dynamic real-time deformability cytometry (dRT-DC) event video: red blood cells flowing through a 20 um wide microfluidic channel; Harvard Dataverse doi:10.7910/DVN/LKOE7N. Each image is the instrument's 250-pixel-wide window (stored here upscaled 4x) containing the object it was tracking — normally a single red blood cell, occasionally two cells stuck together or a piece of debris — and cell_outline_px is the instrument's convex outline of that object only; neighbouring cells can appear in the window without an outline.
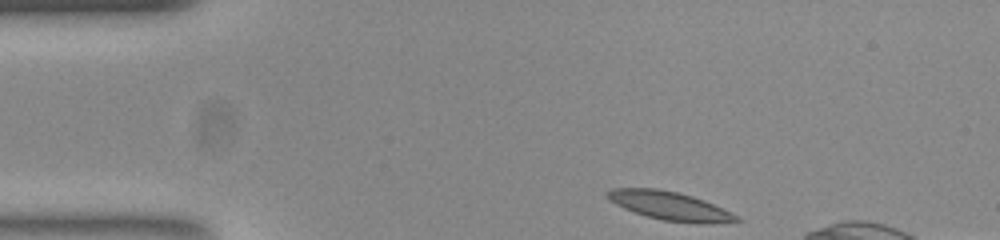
{"species": "common noctule bat (a hibernating species)", "species_latin": "Nyctalus noctula", "temperature_condition": "room temperature", "stored_images_in_passage": 38, "camera_frame_rate_fps": 3000, "um_per_image_px": 0.085, "animal": {"sex": "female", "body_mass_g": 23.0, "forearm_length_mm": 53.4}, "frame": {"image": 1, "passage_image": 1, "time_ms": 0.0, "image_size_px": [1000, 240], "cell_outline_px": [[740, 220], [664, 220], [648, 216], [624, 208], [616, 204], [608, 196], [608, 192], [612, 188], [656, 188], [676, 192], [692, 196], [704, 200], [736, 216]], "centroid_in_image_um": [56.74, 17.41], "position_along_channel_um": 28.3, "area_um2": 19.54}}
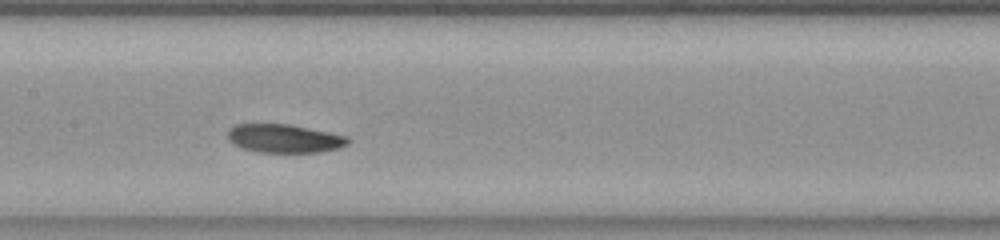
{"frame": {"image": 2, "passage_image": 18, "time_ms": 5.667, "image_size_px": [1000, 240], "cell_outline_px": [[348, 144], [336, 148], [320, 152], [260, 152], [240, 148], [232, 144], [228, 140], [228, 132], [236, 124], [288, 124], [348, 136]], "centroid_in_image_um": [24.13, 11.77], "position_along_channel_um": 183.3, "area_um2": 19.77}}
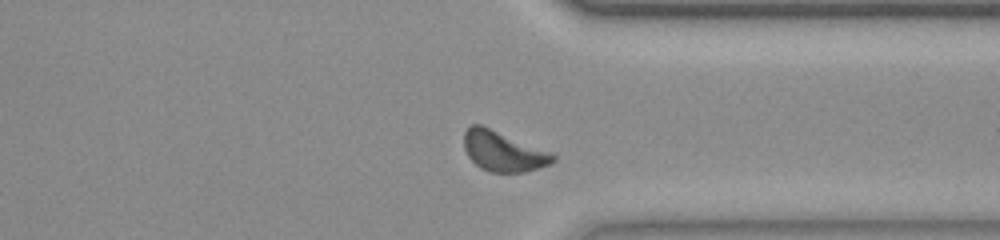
{"frame": {"image": 3, "passage_image": 33, "time_ms": 10.667, "image_size_px": [1000, 240], "cell_outline_px": [[556, 160], [552, 164], [524, 172], [492, 172], [480, 168], [468, 156], [464, 148], [464, 132], [472, 124], [480, 124], [552, 152], [556, 156]], "centroid_in_image_um": [42.79, 12.86], "position_along_channel_um": 368.6, "area_um2": 20.81}, "authors_computed_cell_mechanics": {"area_um2": 20.3456, "velocity_mm_per_s": 3.7479, "shape_relaxation_time_tau1_ms": null, "shape_relaxation_time_tau2_ms": 8.5246, "deformation_change_tau1": null, "deformation_change_tau2": 0.1642}}